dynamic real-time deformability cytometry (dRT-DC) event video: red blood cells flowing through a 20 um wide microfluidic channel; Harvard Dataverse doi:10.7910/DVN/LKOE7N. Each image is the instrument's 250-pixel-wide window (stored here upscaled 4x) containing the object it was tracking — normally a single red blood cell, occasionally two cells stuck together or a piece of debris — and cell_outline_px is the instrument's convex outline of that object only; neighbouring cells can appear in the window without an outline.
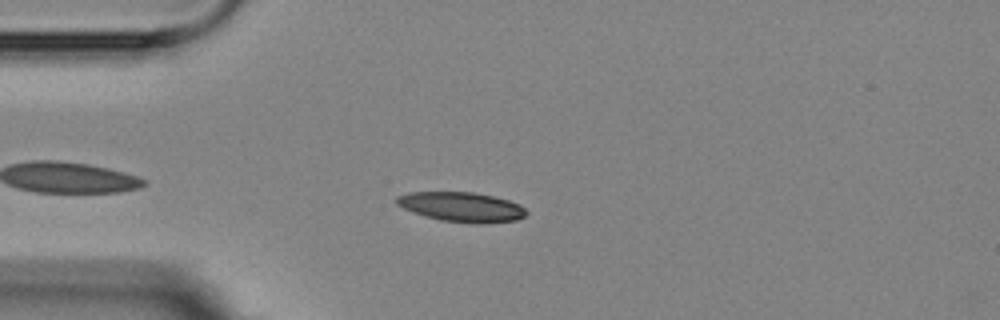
{"species": "Egyptian fruit bat (a non-hibernating species)", "species_latin": "Rousettus aegyptiacus", "temperature_condition": "room temperature", "stored_images_in_passage": 4, "camera_frame_rate_fps": 3000, "um_per_image_px": 0.085, "animal": {"sex": "female"}, "frame": {"image": 1, "passage_image": 2, "time_ms": 1.0, "image_size_px": [1000, 320], "cell_outline_px": [[528, 212], [524, 216], [516, 220], [484, 224], [472, 224], [440, 220], [404, 208], [396, 204], [396, 196], [408, 192], [472, 192], [492, 196], [508, 200], [520, 204]], "centroid_in_image_um": [39.26, 17.59], "position_along_channel_um": 45.7, "area_um2": 22.37}}
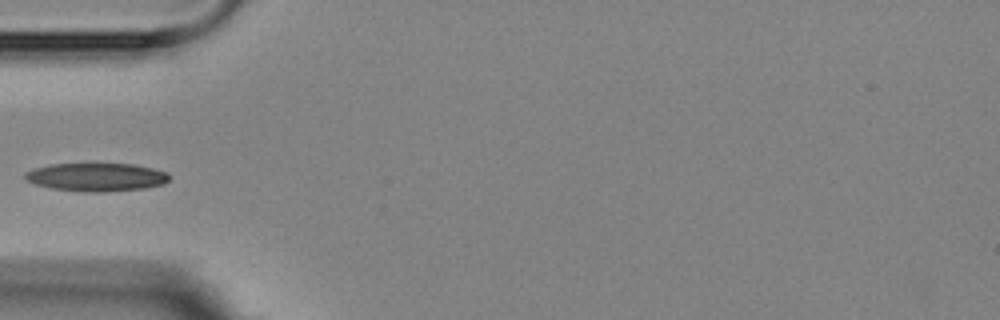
{"frame": {"image": 2, "passage_image": 3, "time_ms": 2.333, "image_size_px": [1000, 320], "cell_outline_px": [[168, 180], [164, 184], [144, 188], [104, 192], [84, 192], [52, 188], [36, 184], [24, 180], [24, 172], [32, 168], [52, 164], [132, 164], [152, 168], [168, 172]], "centroid_in_image_um": [8.16, 15.05], "position_along_channel_um": 76.8, "area_um2": 23.76}}
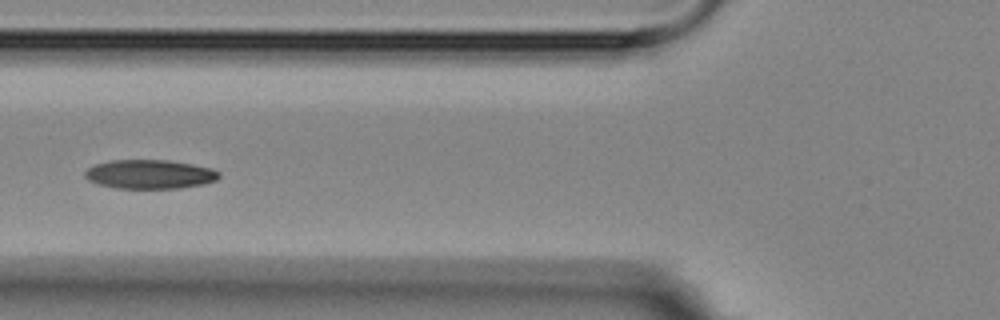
{"frame": {"image": 3, "passage_image": 4, "time_ms": 3.333, "image_size_px": [1000, 320], "cell_outline_px": [[220, 176], [216, 180], [204, 184], [180, 188], [116, 188], [96, 184], [88, 180], [84, 176], [84, 172], [88, 168], [96, 164], [108, 160], [168, 160], [192, 164], [212, 168], [220, 172]], "centroid_in_image_um": [12.72, 14.81], "position_along_channel_um": 113.1, "area_um2": 22.83}}